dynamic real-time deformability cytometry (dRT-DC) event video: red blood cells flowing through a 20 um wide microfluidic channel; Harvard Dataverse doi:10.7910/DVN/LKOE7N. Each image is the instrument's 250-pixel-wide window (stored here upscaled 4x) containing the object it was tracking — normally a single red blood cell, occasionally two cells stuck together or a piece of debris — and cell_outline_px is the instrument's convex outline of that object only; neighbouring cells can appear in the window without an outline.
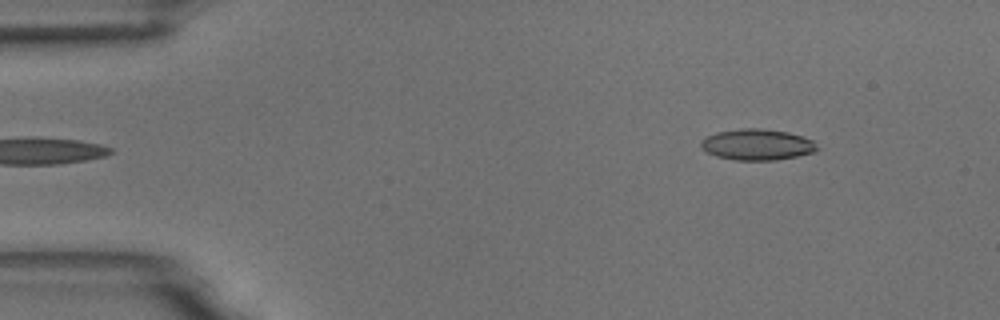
{"species": "common noctule bat (a hibernating species)", "species_latin": "Nyctalus noctula", "temperature_condition": "room temperature", "stored_images_in_passage": 5, "segment_of_instrument_passage": [2, 2], "camera_frame_rate_fps": 3000, "um_per_image_px": 0.085, "animal": {"sex": "male", "body_mass_g": 18.8}, "frame": {"image": 1, "passage_image": 5, "time_ms": 5.0, "image_size_px": [1000, 320], "cell_outline_px": [[820, 148], [816, 152], [776, 160], [736, 160], [716, 156], [704, 152], [700, 148], [700, 140], [716, 132], [740, 128], [760, 128], [788, 132], [812, 140]], "centroid_in_image_um": [64.33, 12.29], "position_along_channel_um": 20.7, "area_um2": 21.21}}